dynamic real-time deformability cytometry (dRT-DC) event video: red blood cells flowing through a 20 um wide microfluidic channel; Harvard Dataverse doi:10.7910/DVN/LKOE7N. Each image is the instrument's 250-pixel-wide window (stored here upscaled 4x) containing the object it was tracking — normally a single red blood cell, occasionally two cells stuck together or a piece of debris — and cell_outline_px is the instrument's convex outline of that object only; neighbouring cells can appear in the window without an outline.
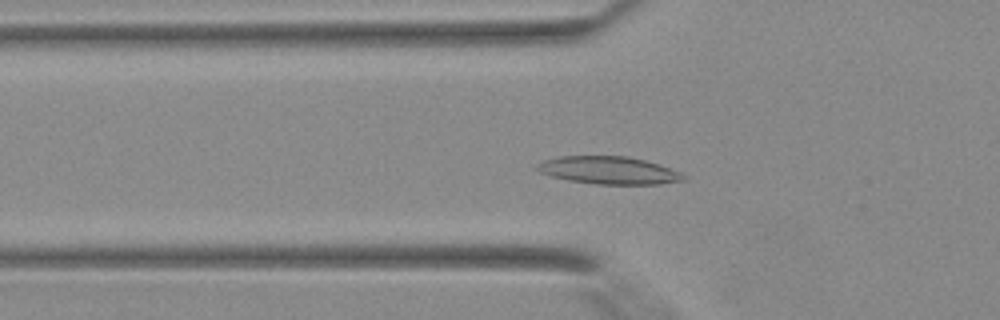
{"species": "Egyptian fruit bat (a non-hibernating species)", "species_latin": "Rousettus aegyptiacus", "temperature_condition": "warm", "stored_images_in_passage": 35, "camera_frame_rate_fps": 3000, "um_per_image_px": 0.085, "animal": {"sex": "female"}, "frame": {"image": 1, "passage_image": 8, "time_ms": 2.333, "image_size_px": [1000, 320], "cell_outline_px": [[688, 180], [660, 184], [596, 184], [568, 180], [552, 176], [540, 172], [532, 168], [536, 164], [544, 160], [560, 156], [628, 156], [644, 160], [680, 172], [688, 176]], "centroid_in_image_um": [51.74, 14.48], "position_along_channel_um": 74.1, "area_um2": 23.64}}
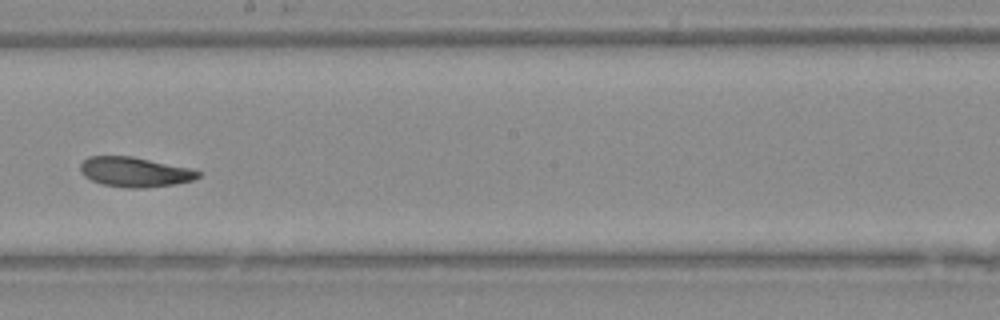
{"frame": {"image": 2, "passage_image": 18, "time_ms": 5.667, "image_size_px": [1000, 320], "cell_outline_px": [[200, 176], [192, 180], [176, 184], [144, 188], [124, 188], [104, 184], [92, 180], [84, 176], [80, 172], [80, 164], [88, 156], [132, 156], [192, 168], [200, 172]], "centroid_in_image_um": [11.46, 14.61], "position_along_channel_um": 236.7, "area_um2": 20.58}}
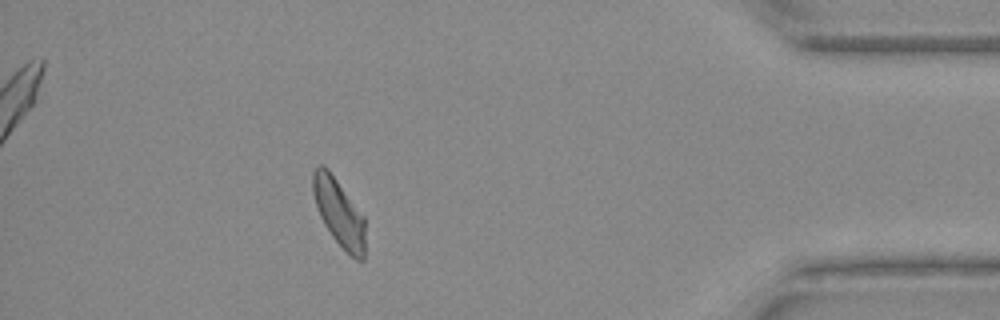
{"frame": {"image": 3, "passage_image": 31, "time_ms": 10.0, "image_size_px": [1000, 320], "cell_outline_px": [[364, 260], [356, 260], [332, 236], [324, 224], [320, 216], [312, 192], [312, 172], [320, 164], [328, 168], [364, 216]], "centroid_in_image_um": [28.8, 18.03], "position_along_channel_um": 406.4, "area_um2": 20.23}}